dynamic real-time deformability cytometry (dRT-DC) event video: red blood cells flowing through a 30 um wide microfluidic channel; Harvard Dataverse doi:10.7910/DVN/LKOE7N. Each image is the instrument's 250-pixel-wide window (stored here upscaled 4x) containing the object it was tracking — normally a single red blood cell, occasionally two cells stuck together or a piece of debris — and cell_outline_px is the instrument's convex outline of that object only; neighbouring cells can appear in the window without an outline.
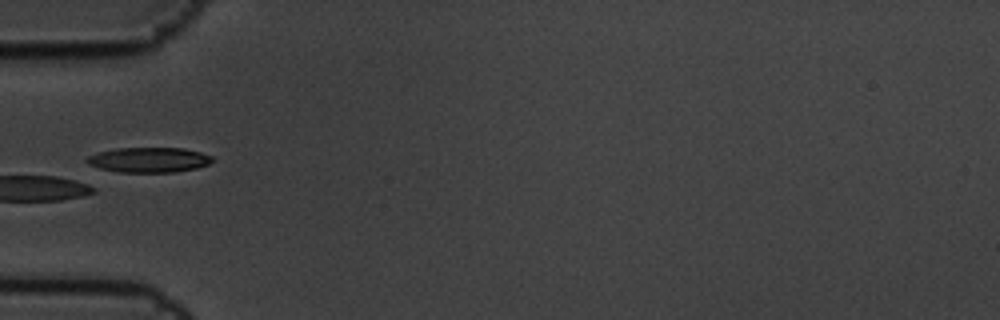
{"species": "common noctule bat (a hibernating species)", "species_latin": "Nyctalus noctula", "temperature_condition": "cold", "stored_images_in_passage": 6, "camera_frame_rate_fps": 3000, "um_per_image_px": 0.085, "animal": {"sex": "male", "body_mass_g": 19.5, "forearm_length_mm": 54.6}, "frame": {"image": 1, "passage_image": 5, "time_ms": 1.333, "image_size_px": [1000, 320], "cell_outline_px": [[216, 160], [208, 164], [196, 168], [172, 172], [116, 172], [100, 168], [88, 164], [84, 160], [88, 156], [100, 152], [116, 148], [184, 148], [200, 152], [212, 156]], "centroid_in_image_um": [12.67, 13.58], "position_along_channel_um": 72.3, "area_um2": 18.32}}
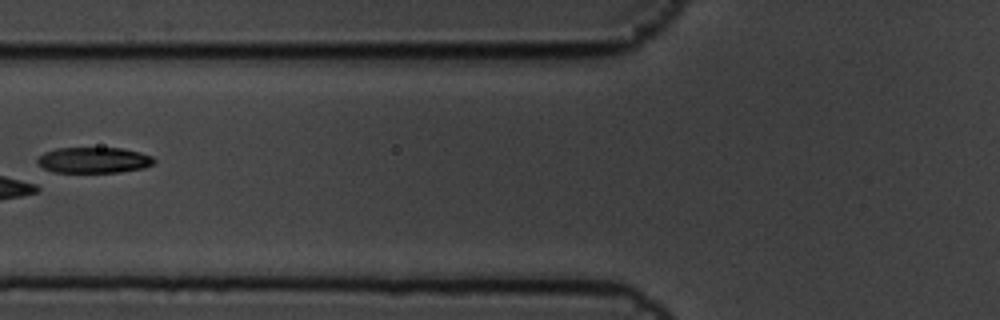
{"frame": {"image": 2, "passage_image": 6, "time_ms": 1.667, "image_size_px": [1000, 320], "cell_outline_px": [[156, 160], [152, 164], [144, 168], [116, 172], [56, 172], [44, 168], [36, 160], [44, 152], [56, 148], [120, 148], [140, 152], [152, 156]], "centroid_in_image_um": [7.99, 13.6], "position_along_channel_um": 117.8, "area_um2": 17.4}}